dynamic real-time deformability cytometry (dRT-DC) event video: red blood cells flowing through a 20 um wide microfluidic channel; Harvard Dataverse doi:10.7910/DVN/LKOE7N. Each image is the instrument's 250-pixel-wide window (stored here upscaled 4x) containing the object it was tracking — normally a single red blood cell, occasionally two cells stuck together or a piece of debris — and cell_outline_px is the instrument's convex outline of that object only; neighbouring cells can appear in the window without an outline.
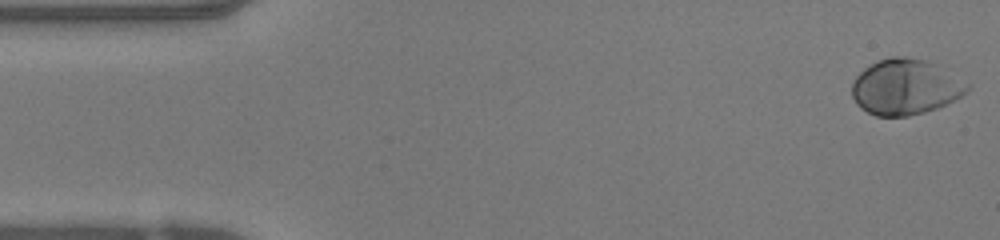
{"species": "human", "species_latin": "Homo sapiens", "temperature_condition": "warm", "stored_images_in_passage": 14, "camera_frame_rate_fps": 3000, "um_per_image_px": 0.085, "donor": {"sex": "female"}, "frame": {"image": 1, "passage_image": 1, "time_ms": 0.0, "image_size_px": [1000, 240], "cell_outline_px": [[972, 84], [960, 96], [936, 108], [924, 112], [908, 116], [876, 116], [860, 108], [856, 104], [852, 96], [852, 80], [864, 68], [880, 60], [892, 56], [904, 56], [928, 60], [944, 64]], "centroid_in_image_um": [77.01, 7.35], "position_along_channel_um": 8.0, "area_um2": 38.03}}
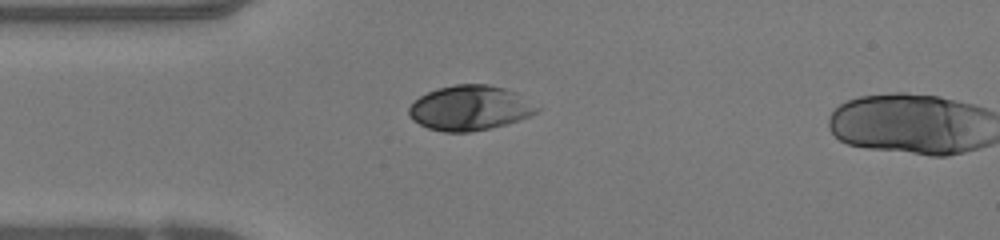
{"frame": {"image": 2, "passage_image": 12, "time_ms": 3.667, "image_size_px": [1000, 240], "cell_outline_px": [[540, 108], [536, 112], [520, 120], [488, 128], [468, 132], [444, 132], [428, 128], [412, 120], [408, 116], [408, 108], [420, 96], [436, 88], [456, 84], [488, 84], [504, 88], [516, 92]], "centroid_in_image_um": [39.91, 9.17], "position_along_channel_um": 45.1, "area_um2": 33.29}}